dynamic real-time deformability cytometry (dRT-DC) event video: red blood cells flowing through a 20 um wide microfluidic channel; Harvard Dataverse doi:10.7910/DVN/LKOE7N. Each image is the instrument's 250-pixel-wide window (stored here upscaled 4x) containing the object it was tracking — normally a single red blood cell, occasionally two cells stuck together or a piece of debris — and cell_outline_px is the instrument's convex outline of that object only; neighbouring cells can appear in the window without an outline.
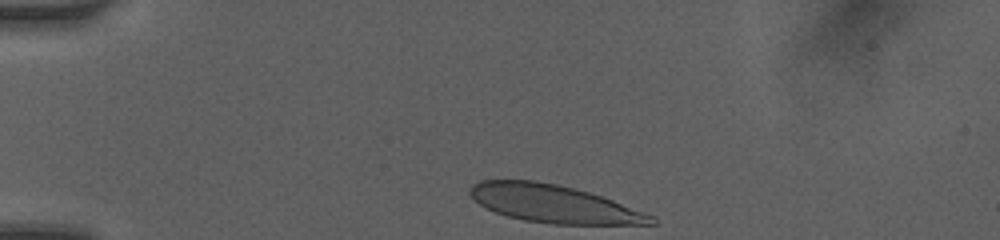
{"species": "human", "species_latin": "Homo sapiens", "temperature_condition": "room temperature", "stored_images_in_passage": 28, "camera_frame_rate_fps": 3000, "um_per_image_px": 0.085, "donor": {"sex": "female"}, "frame": {"image": 1, "passage_image": 1, "time_ms": 0.0, "image_size_px": [1000, 240], "cell_outline_px": [[656, 224], [552, 224], [524, 220], [508, 216], [496, 212], [480, 204], [468, 192], [468, 188], [472, 184], [480, 180], [536, 180], [556, 184], [588, 192], [612, 200], [644, 212], [652, 216], [656, 220]], "centroid_in_image_um": [47.03, 17.31], "position_along_channel_um": 38.0, "area_um2": 39.42}}
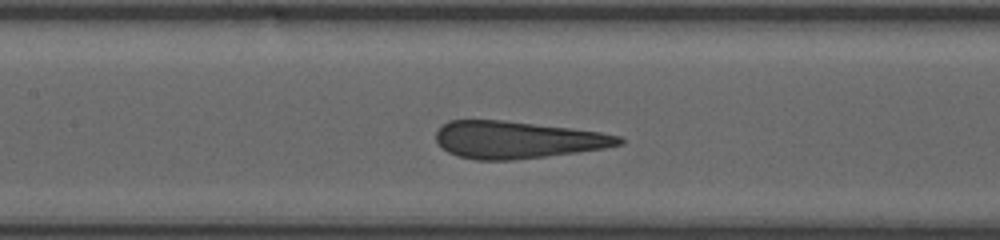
{"frame": {"image": 2, "passage_image": 17, "time_ms": 4.333, "image_size_px": [1000, 240], "cell_outline_px": [[624, 144], [604, 148], [576, 152], [512, 160], [476, 160], [456, 156], [448, 152], [436, 140], [436, 132], [448, 120], [504, 120], [600, 132], [620, 136], [624, 140]], "centroid_in_image_um": [43.95, 11.88], "position_along_channel_um": 163.4, "area_um2": 39.36}}
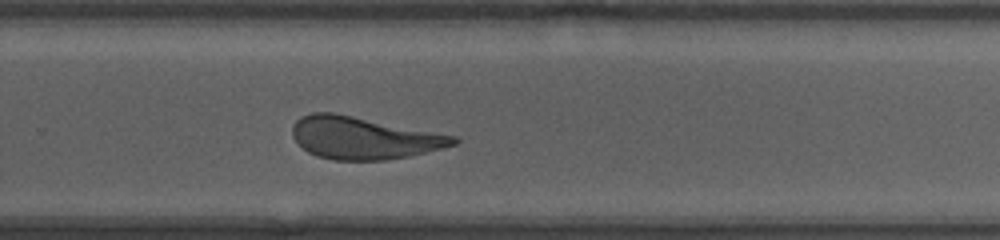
{"frame": {"image": 3, "passage_image": 28, "time_ms": 7.667, "image_size_px": [1000, 240], "cell_outline_px": [[460, 140], [456, 144], [408, 156], [384, 160], [332, 160], [316, 156], [308, 152], [292, 136], [292, 124], [300, 116], [312, 112], [336, 112], [456, 136]], "centroid_in_image_um": [30.86, 11.7], "position_along_channel_um": 298.9, "area_um2": 39.71}}